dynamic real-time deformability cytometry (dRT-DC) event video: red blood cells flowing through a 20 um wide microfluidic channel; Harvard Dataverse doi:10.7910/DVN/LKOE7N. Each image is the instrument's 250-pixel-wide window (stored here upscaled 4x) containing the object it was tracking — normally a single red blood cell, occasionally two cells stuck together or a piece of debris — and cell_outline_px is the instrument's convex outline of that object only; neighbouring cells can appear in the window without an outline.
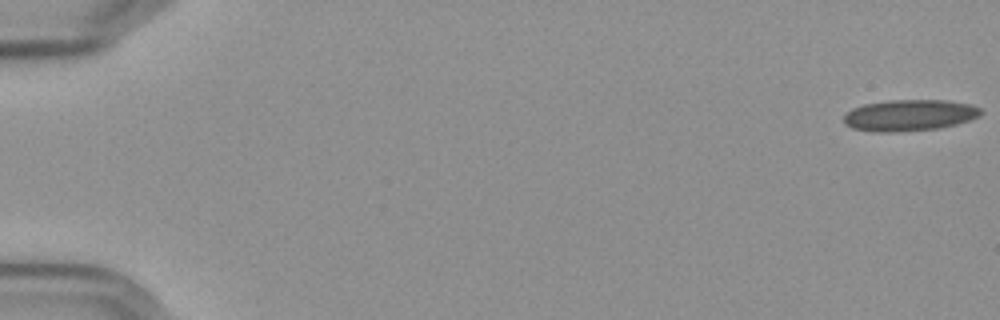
{"species": "Egyptian fruit bat (a non-hibernating species)", "species_latin": "Rousettus aegyptiacus", "temperature_condition": "cold", "stored_images_in_passage": 58, "camera_frame_rate_fps": 3000, "um_per_image_px": 0.085, "frame": {"image": 1, "passage_image": 1, "time_ms": 0.0, "image_size_px": [1000, 320], "cell_outline_px": [[980, 112], [976, 116], [968, 120], [956, 124], [940, 128], [892, 132], [880, 132], [852, 128], [844, 124], [844, 116], [852, 108], [864, 104], [888, 100], [948, 100], [972, 104], [980, 108]], "centroid_in_image_um": [77.28, 9.79], "position_along_channel_um": 7.7, "area_um2": 24.85}}
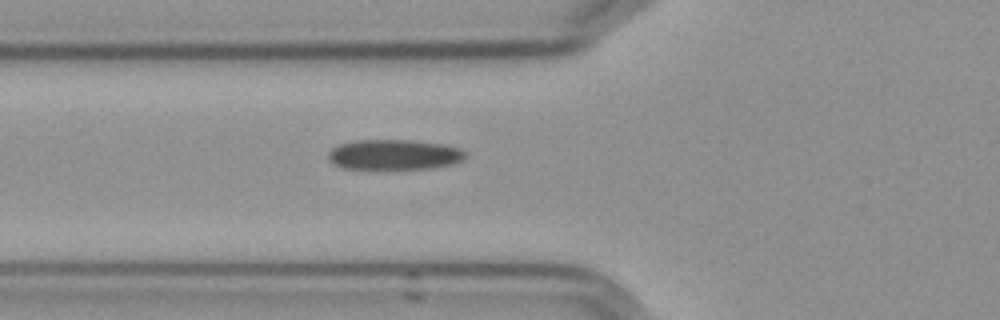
{"frame": {"image": 2, "passage_image": 22, "time_ms": 7.0, "image_size_px": [1000, 320], "cell_outline_px": [[468, 156], [464, 160], [452, 164], [432, 168], [368, 172], [340, 168], [332, 164], [328, 160], [328, 152], [332, 148], [340, 144], [356, 140], [408, 140], [444, 144], [460, 148]], "centroid_in_image_um": [33.44, 13.2], "position_along_channel_um": 92.4, "area_um2": 25.49}}
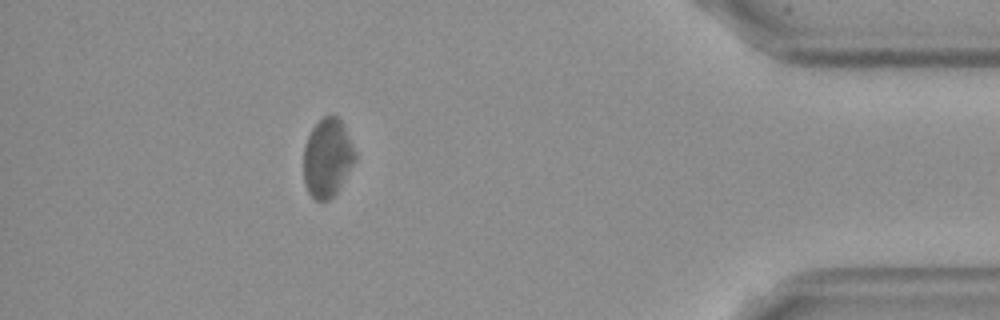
{"frame": {"image": 3, "passage_image": 52, "time_ms": 17.0, "image_size_px": [1000, 320], "cell_outline_px": [[356, 160], [340, 188], [328, 200], [316, 200], [308, 192], [304, 184], [304, 148], [308, 136], [312, 128], [324, 116], [336, 116], [340, 120], [356, 152]], "centroid_in_image_um": [27.83, 13.44], "position_along_channel_um": 407.4, "area_um2": 23.35}}